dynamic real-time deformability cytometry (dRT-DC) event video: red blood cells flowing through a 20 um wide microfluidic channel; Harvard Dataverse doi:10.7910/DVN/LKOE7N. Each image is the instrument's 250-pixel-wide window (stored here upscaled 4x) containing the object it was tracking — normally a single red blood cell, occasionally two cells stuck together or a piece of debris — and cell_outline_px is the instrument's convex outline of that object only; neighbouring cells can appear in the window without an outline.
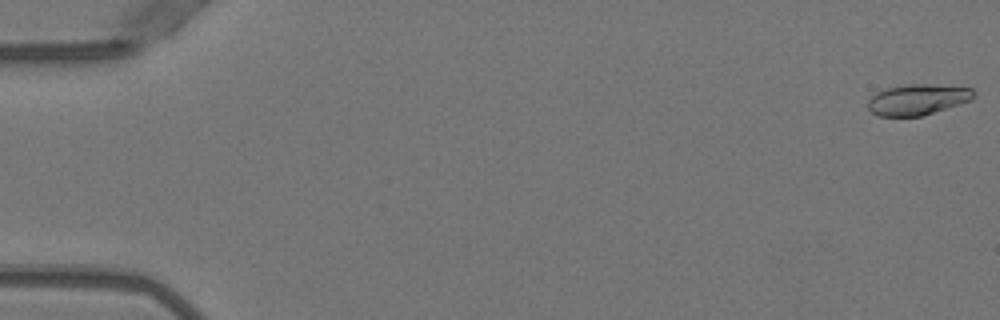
{"species": "Egyptian fruit bat (a non-hibernating species)", "species_latin": "Rousettus aegyptiacus", "temperature_condition": "warm", "stored_images_in_passage": 5, "camera_frame_rate_fps": 3000, "um_per_image_px": 0.085, "animal": {"sex": "female"}, "frame": {"image": 1, "passage_image": 1, "time_ms": 0.0, "image_size_px": [1000, 320], "cell_outline_px": [[976, 96], [972, 100], [960, 104], [920, 116], [876, 116], [868, 108], [868, 100], [876, 92], [884, 88], [908, 84], [928, 84], [972, 88], [976, 92]], "centroid_in_image_um": [78.0, 8.45], "position_along_channel_um": 7.0, "area_um2": 19.07}}
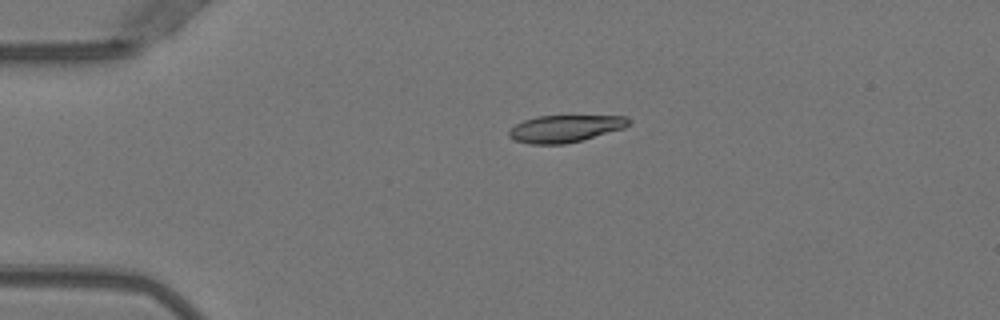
{"frame": {"image": 2, "passage_image": 4, "time_ms": 1.0, "image_size_px": [1000, 320], "cell_outline_px": [[628, 124], [624, 128], [584, 140], [564, 144], [528, 144], [512, 140], [508, 136], [508, 132], [516, 124], [524, 120], [536, 116], [628, 116]], "centroid_in_image_um": [47.99, 10.94], "position_along_channel_um": 37.0, "area_um2": 18.96}}